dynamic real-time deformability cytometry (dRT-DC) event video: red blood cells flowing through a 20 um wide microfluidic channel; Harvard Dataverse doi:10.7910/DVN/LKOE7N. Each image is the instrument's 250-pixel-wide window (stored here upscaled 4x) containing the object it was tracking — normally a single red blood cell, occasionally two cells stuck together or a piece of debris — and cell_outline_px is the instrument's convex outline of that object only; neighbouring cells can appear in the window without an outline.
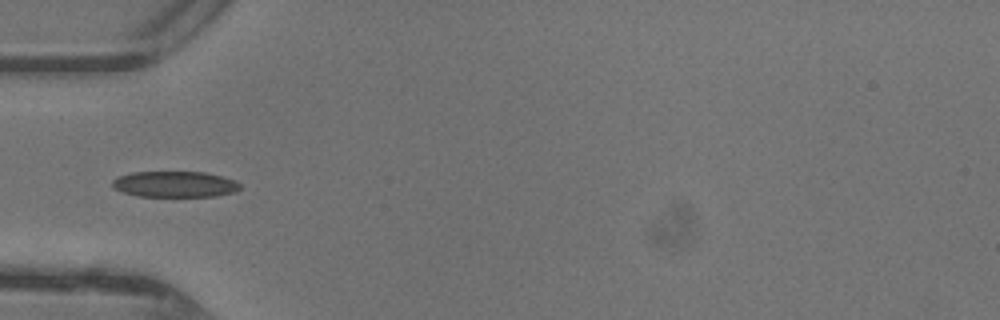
{"species": "common noctule bat (a hibernating species)", "species_latin": "Nyctalus noctula", "temperature_condition": "warm", "stored_images_in_passage": 35, "camera_frame_rate_fps": 3000, "um_per_image_px": 0.085, "animal": {"sex": "female"}, "frame": {"image": 1, "passage_image": 4, "time_ms": 1.0, "image_size_px": [1000, 320], "cell_outline_px": [[240, 188], [236, 192], [216, 196], [136, 196], [112, 188], [112, 180], [116, 176], [132, 172], [204, 172], [220, 176], [232, 180], [240, 184]], "centroid_in_image_um": [14.81, 15.66], "position_along_channel_um": 70.2, "area_um2": 19.31}}
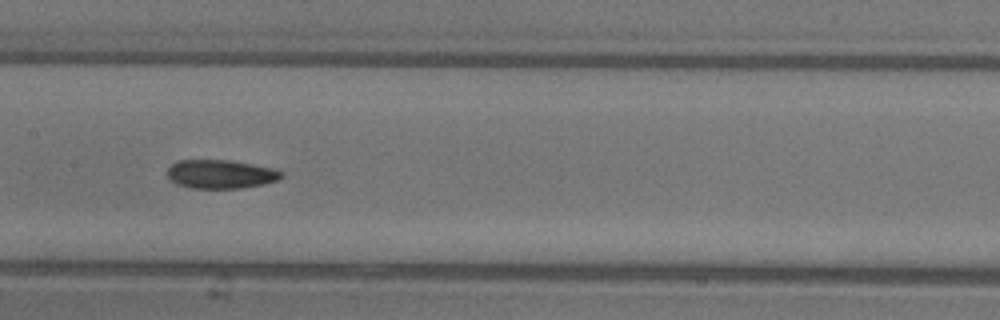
{"frame": {"image": 2, "passage_image": 12, "time_ms": 3.667, "image_size_px": [1000, 320], "cell_outline_px": [[284, 176], [280, 180], [264, 184], [240, 188], [192, 188], [176, 184], [168, 176], [168, 168], [176, 160], [228, 160], [252, 164], [272, 168], [284, 172]], "centroid_in_image_um": [18.79, 14.8], "position_along_channel_um": 188.6, "area_um2": 19.13}}
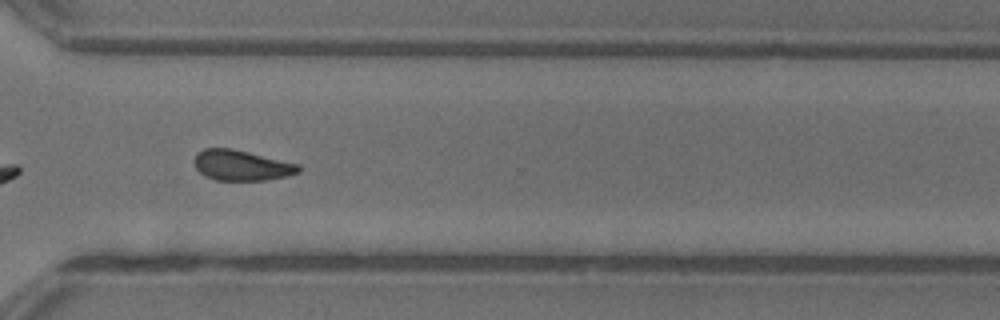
{"frame": {"image": 3, "passage_image": 23, "time_ms": 7.333, "image_size_px": [1000, 320], "cell_outline_px": [[300, 172], [288, 176], [268, 180], [216, 180], [204, 176], [196, 168], [196, 156], [204, 148], [232, 148], [300, 164]], "centroid_in_image_um": [20.58, 14.06], "position_along_channel_um": 350.0, "area_um2": 18.44}, "authors_computed_cell_mechanics": {"area_um2": 18.6116, "velocity_mm_per_s": 4.4135, "shape_relaxation_time_tau1_ms": 6.0317, "shape_relaxation_time_tau2_ms": 6.2317, "deformation_change_tau1": 0.138, "deformation_change_tau2": 0.1194}}